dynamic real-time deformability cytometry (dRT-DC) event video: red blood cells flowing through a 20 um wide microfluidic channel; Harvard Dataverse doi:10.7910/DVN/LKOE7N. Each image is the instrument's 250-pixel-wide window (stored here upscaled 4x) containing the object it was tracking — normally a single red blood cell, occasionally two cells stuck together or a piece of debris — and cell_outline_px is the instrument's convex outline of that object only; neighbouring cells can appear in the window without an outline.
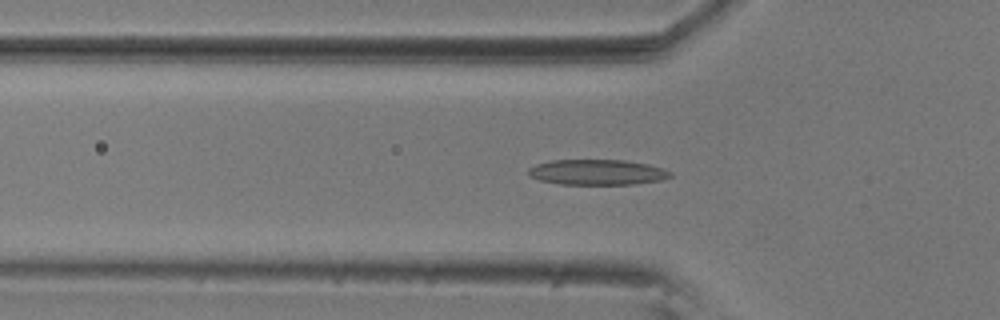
{"species": "common noctule bat (a hibernating species)", "species_latin": "Nyctalus noctula", "temperature_condition": "room temperature", "stored_images_in_passage": 41, "camera_frame_rate_fps": 3000, "um_per_image_px": 0.085, "animal": {"sex": "male", "body_mass_g": 20.5, "forearm_length_mm": 52.5}, "frame": {"image": 1, "passage_image": 10, "time_ms": 3.0, "image_size_px": [1000, 320], "cell_outline_px": [[672, 176], [660, 180], [632, 184], [560, 184], [540, 180], [528, 176], [528, 168], [536, 164], [552, 160], [624, 160], [648, 164], [672, 172]], "centroid_in_image_um": [50.73, 14.63], "position_along_channel_um": 75.1, "area_um2": 20.92}}
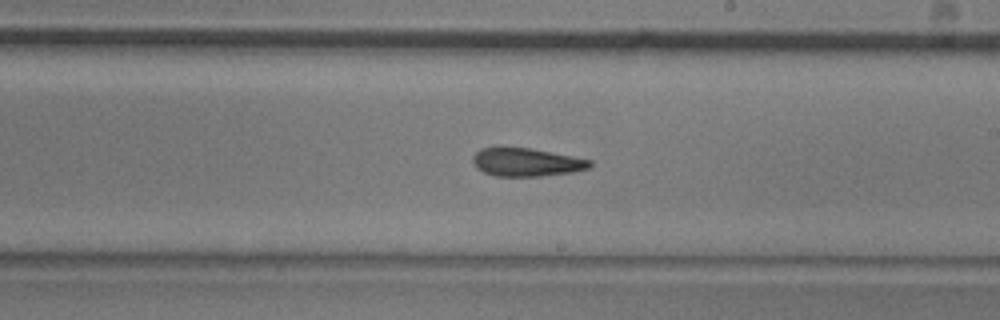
{"frame": {"image": 2, "passage_image": 24, "time_ms": 7.667, "image_size_px": [1000, 320], "cell_outline_px": [[592, 168], [572, 172], [540, 176], [496, 176], [484, 172], [476, 168], [472, 160], [472, 156], [480, 148], [532, 148], [592, 160]], "centroid_in_image_um": [44.77, 13.79], "position_along_channel_um": 244.2, "area_um2": 19.25}}
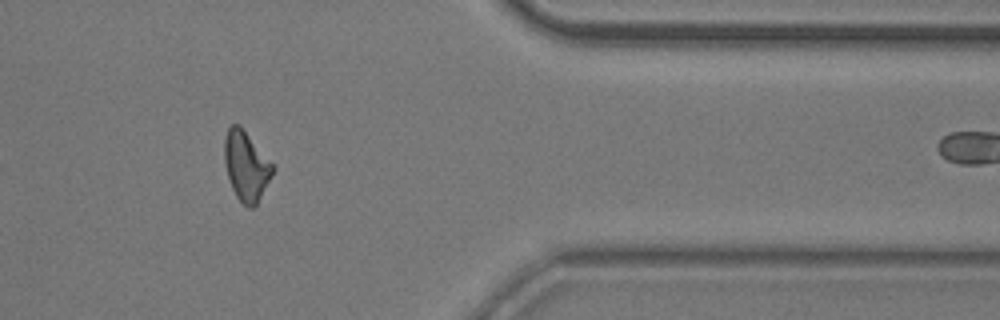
{"frame": {"image": 3, "passage_image": 38, "time_ms": 12.333, "image_size_px": [1000, 320], "cell_outline_px": [[276, 168], [256, 208], [248, 208], [236, 196], [232, 188], [224, 164], [224, 140], [228, 128], [232, 124], [240, 124]], "centroid_in_image_um": [20.93, 14.13], "position_along_channel_um": 390.5, "area_um2": 19.77}}